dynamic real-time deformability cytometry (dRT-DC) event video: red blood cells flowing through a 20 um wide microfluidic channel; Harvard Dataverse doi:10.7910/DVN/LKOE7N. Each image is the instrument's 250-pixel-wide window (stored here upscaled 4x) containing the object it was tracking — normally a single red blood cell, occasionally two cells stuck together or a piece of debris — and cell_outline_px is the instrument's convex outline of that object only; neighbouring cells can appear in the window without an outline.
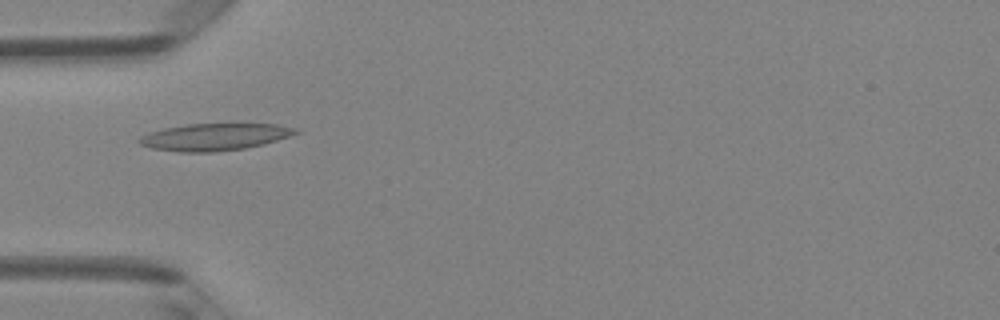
{"species": "Egyptian fruit bat (a non-hibernating species)", "species_latin": "Rousettus aegyptiacus", "temperature_condition": "room temperature", "stored_images_in_passage": 2, "camera_frame_rate_fps": 3000, "um_per_image_px": 0.085, "animal": {"sex": "female"}, "frame": {"image": 1, "passage_image": 1, "time_ms": 0.0, "image_size_px": [1000, 320], "cell_outline_px": [[300, 132], [264, 144], [244, 148], [212, 152], [180, 152], [152, 148], [140, 144], [136, 140], [140, 136], [164, 128], [188, 124], [276, 124], [300, 128]], "centroid_in_image_um": [18.25, 11.63], "position_along_channel_um": 66.8, "area_um2": 24.51}}
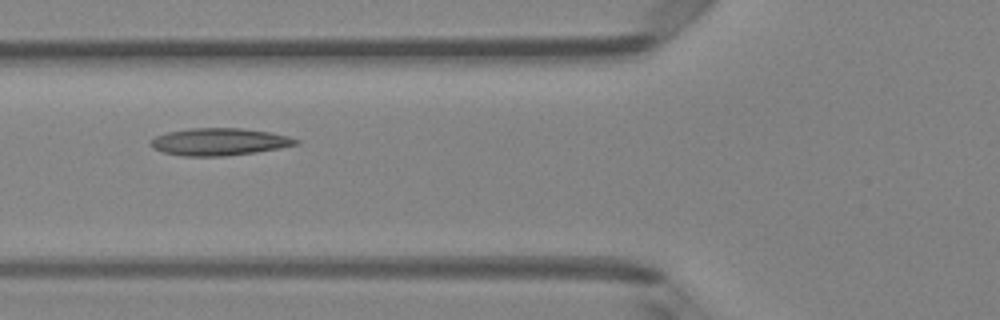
{"frame": {"image": 2, "passage_image": 2, "time_ms": 0.333, "image_size_px": [1000, 320], "cell_outline_px": [[300, 144], [280, 148], [256, 152], [224, 156], [184, 156], [164, 152], [152, 148], [148, 144], [156, 136], [168, 132], [188, 128], [240, 128], [268, 132], [288, 136], [300, 140]], "centroid_in_image_um": [18.64, 12.05], "position_along_channel_um": 107.2, "area_um2": 23.06}}